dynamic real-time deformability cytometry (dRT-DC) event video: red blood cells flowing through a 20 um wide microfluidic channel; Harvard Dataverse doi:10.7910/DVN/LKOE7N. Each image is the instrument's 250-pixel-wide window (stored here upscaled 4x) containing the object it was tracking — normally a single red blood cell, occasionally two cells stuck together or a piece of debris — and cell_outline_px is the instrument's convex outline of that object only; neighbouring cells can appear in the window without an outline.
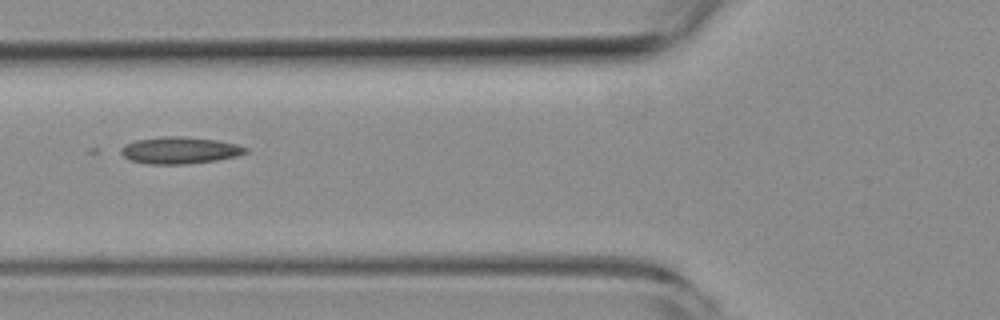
{"species": "common noctule bat (a hibernating species)", "species_latin": "Nyctalus noctula", "temperature_condition": "room temperature", "stored_images_in_passage": 3, "camera_frame_rate_fps": 3000, "um_per_image_px": 0.085, "animal": {"sex": "female", "body_mass_g": 19.3, "forearm_length_mm": 54.1}, "frame": {"image": 1, "passage_image": 2, "time_ms": 1.0, "image_size_px": [1000, 320], "cell_outline_px": [[248, 152], [236, 156], [216, 160], [184, 164], [148, 164], [132, 160], [124, 156], [120, 152], [120, 148], [124, 144], [136, 140], [160, 136], [184, 136], [216, 140], [236, 144], [248, 148]], "centroid_in_image_um": [15.26, 12.76], "position_along_channel_um": 110.5, "area_um2": 19.48}}
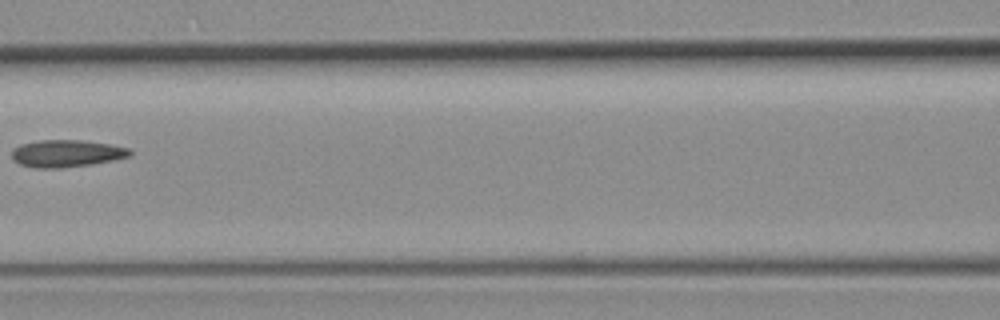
{"frame": {"image": 2, "passage_image": 3, "time_ms": 2.333, "image_size_px": [1000, 320], "cell_outline_px": [[132, 156], [92, 164], [60, 168], [32, 168], [20, 164], [12, 160], [12, 148], [20, 144], [40, 140], [80, 140], [112, 144], [128, 148], [132, 152]], "centroid_in_image_um": [5.63, 13.04], "position_along_channel_um": 161.0, "area_um2": 18.9}}